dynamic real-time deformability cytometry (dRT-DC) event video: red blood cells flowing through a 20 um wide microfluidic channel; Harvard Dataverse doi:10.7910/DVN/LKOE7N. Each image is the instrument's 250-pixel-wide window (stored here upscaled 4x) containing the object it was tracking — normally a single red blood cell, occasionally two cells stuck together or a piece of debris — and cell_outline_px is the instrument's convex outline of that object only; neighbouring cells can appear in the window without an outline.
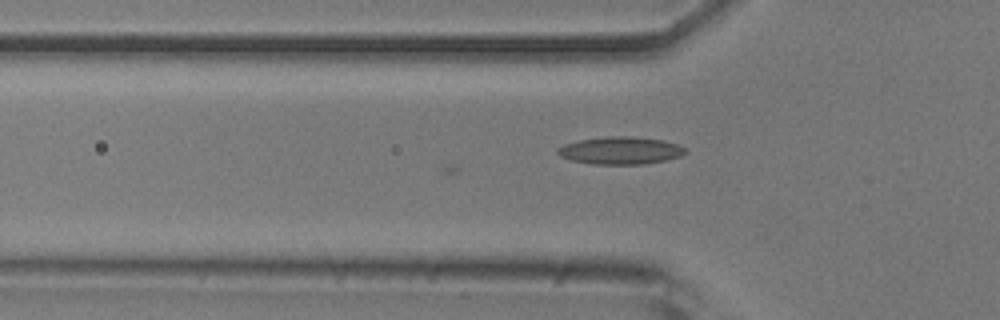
{"species": "common noctule bat (a hibernating species)", "species_latin": "Nyctalus noctula", "temperature_condition": "room temperature", "stored_images_in_passage": 6, "camera_frame_rate_fps": 3000, "um_per_image_px": 0.085, "animal": {"sex": "male", "body_mass_g": 20.5, "forearm_length_mm": 52.5}, "frame": {"image": 1, "passage_image": 6, "time_ms": 1.667, "image_size_px": [1000, 320], "cell_outline_px": [[688, 152], [680, 156], [664, 160], [644, 164], [592, 164], [572, 160], [560, 156], [556, 152], [556, 148], [564, 144], [580, 140], [608, 136], [632, 136], [664, 140], [676, 144], [684, 148]], "centroid_in_image_um": [52.72, 12.79], "position_along_channel_um": 73.1, "area_um2": 20.4}}